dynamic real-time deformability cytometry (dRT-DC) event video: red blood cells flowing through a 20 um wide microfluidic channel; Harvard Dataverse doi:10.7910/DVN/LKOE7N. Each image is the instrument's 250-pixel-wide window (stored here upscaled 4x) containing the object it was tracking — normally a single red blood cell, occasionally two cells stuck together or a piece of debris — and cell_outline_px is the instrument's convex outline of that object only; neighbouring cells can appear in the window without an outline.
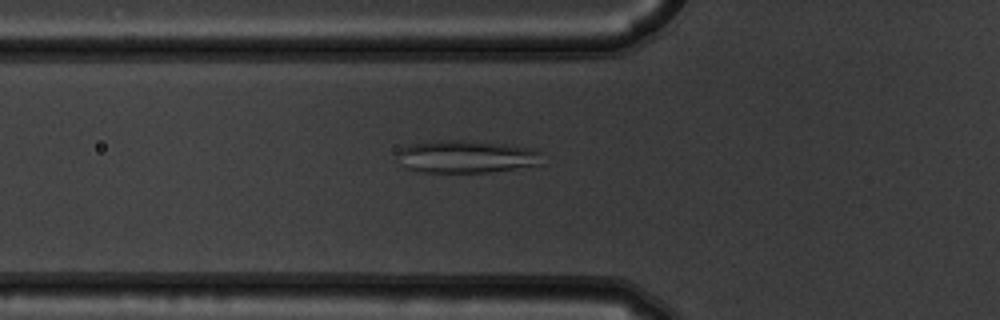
{"species": "common noctule bat (a hibernating species)", "species_latin": "Nyctalus noctula", "temperature_condition": "warm", "stored_images_in_passage": 40, "camera_frame_rate_fps": 3000, "um_per_image_px": 0.085, "animal": {"sex": "male", "body_mass_g": 19.5, "forearm_length_mm": 54.6}, "frame": {"image": 1, "passage_image": 5, "time_ms": 1.333, "image_size_px": [1000, 320], "cell_outline_px": [[540, 164], [488, 172], [420, 172], [404, 168], [400, 164], [396, 156], [404, 148], [412, 144], [432, 140], [464, 140], [504, 144], [532, 148], [540, 152]], "centroid_in_image_um": [39.58, 13.31], "position_along_channel_um": 86.2, "area_um2": 27.34}}
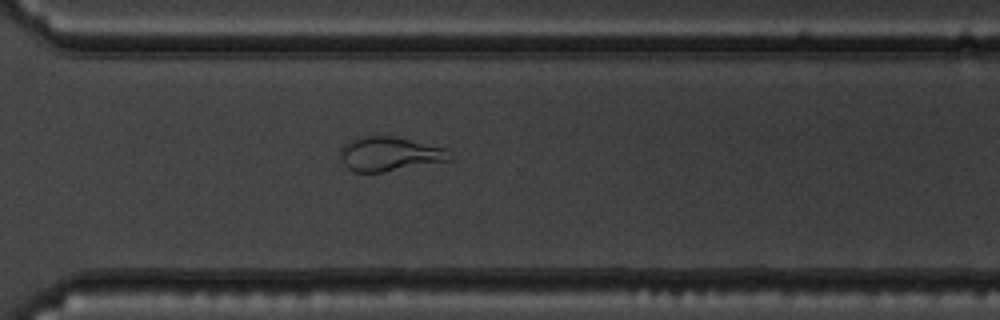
{"frame": {"image": 2, "passage_image": 25, "time_ms": 8.0, "image_size_px": [1000, 320], "cell_outline_px": [[452, 160], [380, 172], [352, 172], [344, 164], [340, 156], [340, 152], [344, 144], [348, 140], [356, 136], [392, 136], [448, 148], [452, 156]], "centroid_in_image_um": [33.11, 13.07], "position_along_channel_um": 337.5, "area_um2": 21.91}}
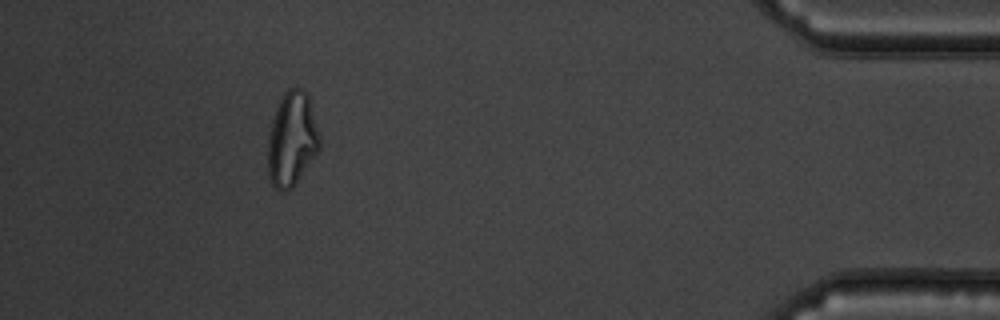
{"frame": {"image": 3, "passage_image": 35, "time_ms": 11.333, "image_size_px": [1000, 320], "cell_outline_px": [[320, 148], [292, 188], [284, 192], [280, 192], [272, 184], [268, 176], [268, 136], [272, 120], [276, 108], [284, 92], [288, 88], [304, 88], [308, 92], [320, 132]], "centroid_in_image_um": [24.83, 11.8], "position_along_channel_um": 410.4, "area_um2": 28.73}, "authors_computed_cell_mechanics": {"area_um2": 24.2182, "velocity_mm_per_s": 3.763, "shape_relaxation_time_tau1_ms": null, "shape_relaxation_time_tau2_ms": 1.4801, "deformation_change_tau1": null, "deformation_change_tau2": 0.0714}}